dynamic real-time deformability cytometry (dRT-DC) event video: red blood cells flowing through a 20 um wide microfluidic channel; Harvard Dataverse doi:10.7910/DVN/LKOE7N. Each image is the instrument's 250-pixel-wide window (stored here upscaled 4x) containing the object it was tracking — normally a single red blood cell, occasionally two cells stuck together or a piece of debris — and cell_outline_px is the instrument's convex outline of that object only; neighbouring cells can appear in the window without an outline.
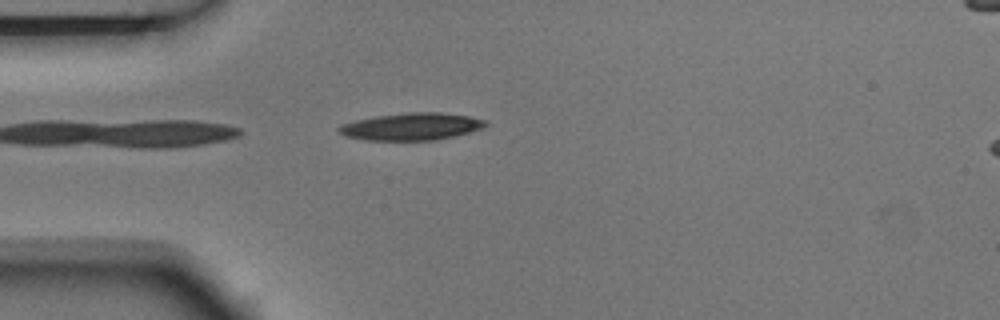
{"species": "Egyptian fruit bat (a non-hibernating species)", "species_latin": "Rousettus aegyptiacus", "temperature_condition": "room temperature", "stored_images_in_passage": 5, "camera_frame_rate_fps": 3000, "um_per_image_px": 0.085, "animal": {"sex": "male"}, "frame": {"image": 1, "passage_image": 4, "time_ms": 1.0, "image_size_px": [1000, 320], "cell_outline_px": [[488, 124], [484, 128], [436, 140], [364, 140], [344, 136], [336, 128], [340, 124], [356, 120], [376, 116], [408, 112], [440, 112], [468, 116], [484, 120]], "centroid_in_image_um": [34.93, 10.75], "position_along_channel_um": 50.1, "area_um2": 23.24}}